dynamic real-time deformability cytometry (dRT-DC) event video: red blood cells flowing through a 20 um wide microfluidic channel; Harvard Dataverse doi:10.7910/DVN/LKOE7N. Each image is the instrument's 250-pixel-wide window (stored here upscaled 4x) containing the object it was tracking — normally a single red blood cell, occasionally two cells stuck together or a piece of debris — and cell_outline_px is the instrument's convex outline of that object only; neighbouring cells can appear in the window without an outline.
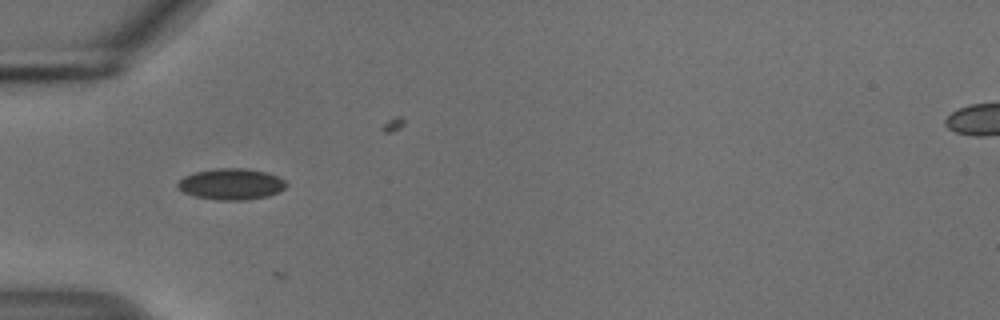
{"species": "common noctule bat (a hibernating species)", "species_latin": "Nyctalus noctula", "temperature_condition": "cold", "stored_images_in_passage": 24, "camera_frame_rate_fps": 3000, "um_per_image_px": 0.085, "animal": {"sex": "male", "body_mass_g": 18.8}, "frame": {"image": 1, "passage_image": 2, "time_ms": 0.333, "image_size_px": [1000, 320], "cell_outline_px": [[288, 184], [284, 188], [268, 196], [248, 200], [216, 200], [196, 196], [184, 192], [176, 184], [184, 176], [196, 172], [212, 168], [244, 168], [268, 172], [284, 180]], "centroid_in_image_um": [19.66, 15.64], "position_along_channel_um": 65.3, "area_um2": 19.65}}
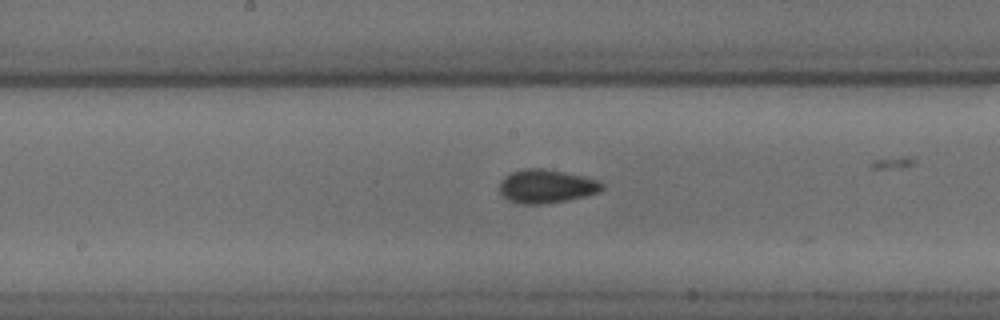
{"frame": {"image": 2, "passage_image": 13, "time_ms": 4.0, "image_size_px": [1000, 320], "cell_outline_px": [[604, 188], [600, 192], [568, 200], [540, 204], [520, 204], [508, 200], [500, 192], [500, 180], [504, 176], [512, 172], [528, 168], [544, 168], [584, 176], [600, 180], [604, 184]], "centroid_in_image_um": [46.46, 15.83], "position_along_channel_um": 201.7, "area_um2": 20.17}}
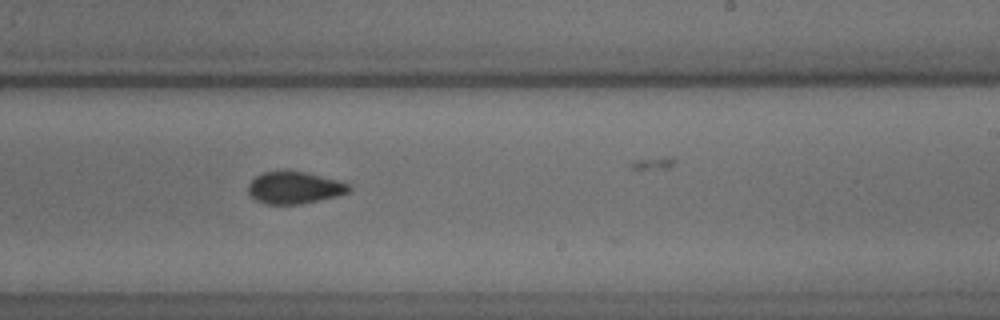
{"frame": {"image": 3, "passage_image": 18, "time_ms": 5.667, "image_size_px": [1000, 320], "cell_outline_px": [[352, 188], [348, 192], [340, 196], [300, 204], [264, 204], [248, 196], [248, 184], [256, 176], [264, 172], [288, 168], [340, 180], [352, 184]], "centroid_in_image_um": [25.04, 15.93], "position_along_channel_um": 264.0, "area_um2": 19.59}}